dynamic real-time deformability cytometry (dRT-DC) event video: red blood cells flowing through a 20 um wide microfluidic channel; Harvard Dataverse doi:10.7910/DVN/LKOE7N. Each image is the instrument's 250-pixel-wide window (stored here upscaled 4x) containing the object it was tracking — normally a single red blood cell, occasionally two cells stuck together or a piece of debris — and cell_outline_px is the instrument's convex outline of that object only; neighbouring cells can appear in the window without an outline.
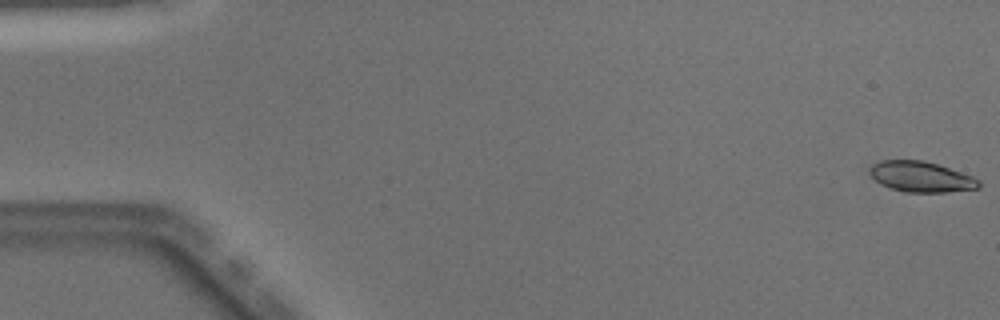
{"species": "Egyptian fruit bat (a non-hibernating species)", "species_latin": "Rousettus aegyptiacus", "temperature_condition": "warm", "stored_images_in_passage": 50, "camera_frame_rate_fps": 3000, "um_per_image_px": 0.085, "animal": {"sex": "male"}, "frame": {"image": 1, "passage_image": 1, "time_ms": 0.0, "image_size_px": [1000, 320], "cell_outline_px": [[980, 188], [944, 192], [904, 192], [880, 184], [868, 172], [872, 164], [880, 160], [924, 160], [972, 176], [980, 180]], "centroid_in_image_um": [78.27, 15.02], "position_along_channel_um": 6.7, "area_um2": 19.31}}
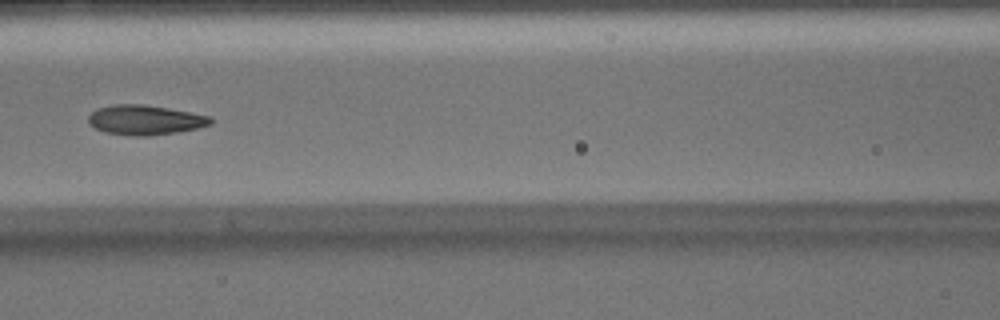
{"frame": {"image": 2, "passage_image": 23, "time_ms": 7.333, "image_size_px": [1000, 320], "cell_outline_px": [[212, 124], [196, 128], [176, 132], [148, 136], [132, 136], [104, 132], [88, 124], [88, 116], [96, 108], [112, 104], [140, 104], [168, 108], [212, 116]], "centroid_in_image_um": [12.3, 10.19], "position_along_channel_um": 154.3, "area_um2": 21.27}}
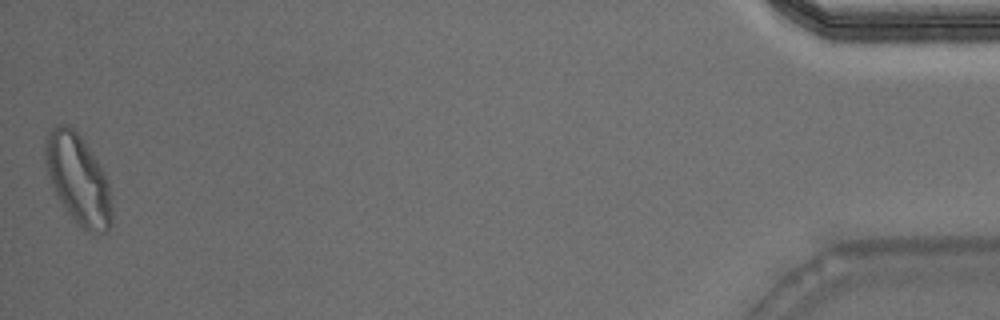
{"frame": {"image": 3, "passage_image": 50, "time_ms": 16.333, "image_size_px": [1000, 320], "cell_outline_px": [[112, 224], [108, 232], [88, 232], [76, 224], [64, 208], [52, 184], [44, 160], [44, 140], [48, 132], [52, 128], [60, 124], [68, 124], [80, 136], [104, 172], [108, 180], [112, 204]], "centroid_in_image_um": [6.65, 15.26], "position_along_channel_um": 428.6, "area_um2": 34.8}, "authors_computed_cell_mechanics": {"area_um2": 20.9814, "velocity_mm_per_s": 4.0619, "shape_relaxation_time_tau1_ms": 4.9667, "shape_relaxation_time_tau2_ms": 1.7905, "deformation_change_tau1": 0.1693, "deformation_change_tau2": 0.0857}}